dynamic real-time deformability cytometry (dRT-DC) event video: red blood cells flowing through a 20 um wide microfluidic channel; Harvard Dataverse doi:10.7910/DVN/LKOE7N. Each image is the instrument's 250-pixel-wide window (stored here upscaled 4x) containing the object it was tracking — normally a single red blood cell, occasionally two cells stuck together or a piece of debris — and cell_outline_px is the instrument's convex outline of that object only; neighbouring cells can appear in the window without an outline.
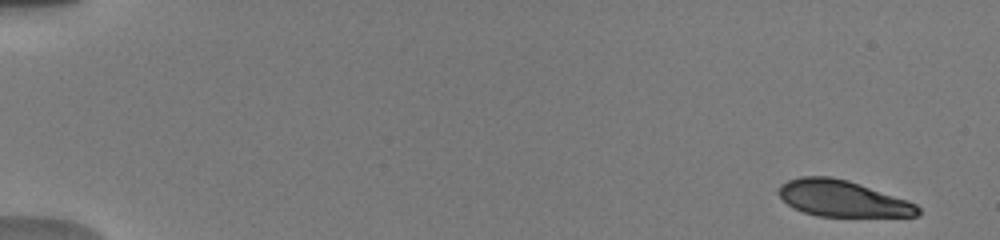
{"species": "human", "species_latin": "Homo sapiens", "temperature_condition": "warm", "stored_images_in_passage": 32, "camera_frame_rate_fps": 3000, "um_per_image_px": 0.085, "donor": {"sex": "male"}, "frame": {"image": 1, "passage_image": 2, "time_ms": 0.667, "image_size_px": [1000, 240], "cell_outline_px": [[920, 212], [916, 216], [816, 216], [792, 208], [780, 196], [780, 184], [788, 180], [800, 176], [832, 176], [848, 180], [908, 200], [916, 204], [920, 208]], "centroid_in_image_um": [71.61, 16.87], "position_along_channel_um": 13.4, "area_um2": 29.3}}
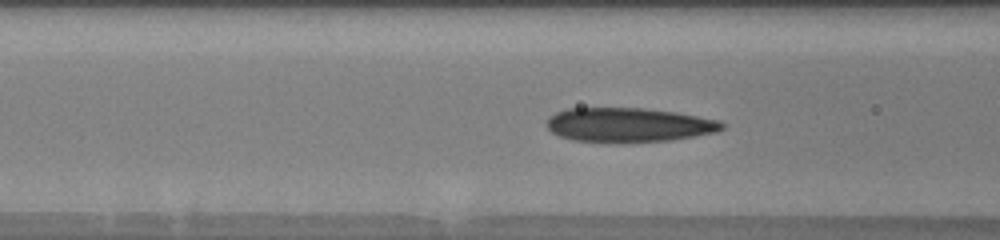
{"frame": {"image": 2, "passage_image": 14, "time_ms": 7.333, "image_size_px": [1000, 240], "cell_outline_px": [[724, 128], [716, 132], [668, 140], [572, 140], [560, 136], [552, 132], [548, 128], [548, 120], [556, 112], [568, 108], [644, 108], [676, 112], [720, 120], [724, 124]], "centroid_in_image_um": [53.47, 10.57], "position_along_channel_um": 113.1, "area_um2": 33.87}}
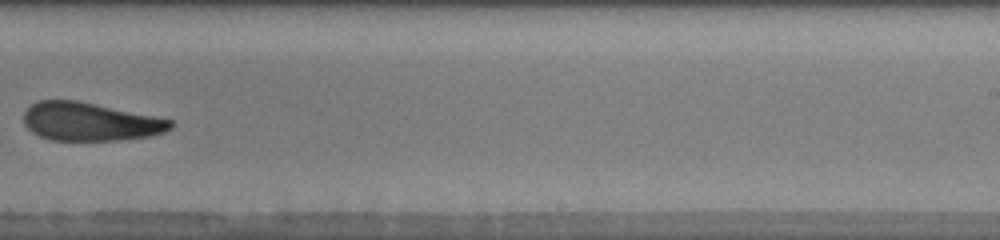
{"frame": {"image": 3, "passage_image": 23, "time_ms": 11.667, "image_size_px": [1000, 240], "cell_outline_px": [[172, 128], [164, 132], [152, 136], [116, 140], [52, 140], [40, 136], [32, 132], [24, 124], [24, 112], [36, 100], [76, 100], [172, 120]], "centroid_in_image_um": [7.63, 10.34], "position_along_channel_um": 281.4, "area_um2": 32.48}, "authors_computed_cell_mechanics": {"area_um2": 33.6685, "velocity_mm_per_s": 3.8867, "shape_relaxation_time_tau1_ms": 6.3976, "shape_relaxation_time_tau2_ms": 2.1251, "deformation_change_tau1": 0.1718, "deformation_change_tau2": 0.0691}}